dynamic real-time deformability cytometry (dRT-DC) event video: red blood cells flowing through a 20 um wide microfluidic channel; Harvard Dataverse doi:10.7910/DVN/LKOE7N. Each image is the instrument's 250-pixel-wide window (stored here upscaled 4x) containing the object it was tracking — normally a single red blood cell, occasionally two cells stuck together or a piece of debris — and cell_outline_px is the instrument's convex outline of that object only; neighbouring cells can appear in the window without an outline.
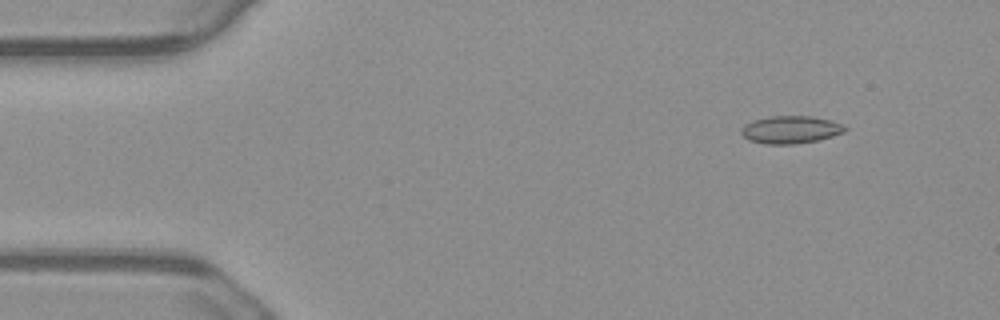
{"species": "common noctule bat (a hibernating species)", "species_latin": "Nyctalus noctula", "temperature_condition": "warm", "stored_images_in_passage": 50, "camera_frame_rate_fps": 3000, "um_per_image_px": 0.085, "animal": {"sex": "male", "body_mass_g": 23.1, "forearm_length_mm": 52.7}, "frame": {"image": 1, "passage_image": 1, "time_ms": 0.0, "image_size_px": [1000, 320], "cell_outline_px": [[848, 128], [844, 132], [832, 136], [816, 140], [796, 144], [764, 144], [748, 140], [740, 132], [740, 128], [744, 124], [752, 120], [768, 116], [812, 116], [832, 120], [844, 124]], "centroid_in_image_um": [67.19, 11.01], "position_along_channel_um": 17.8, "area_um2": 16.94}}
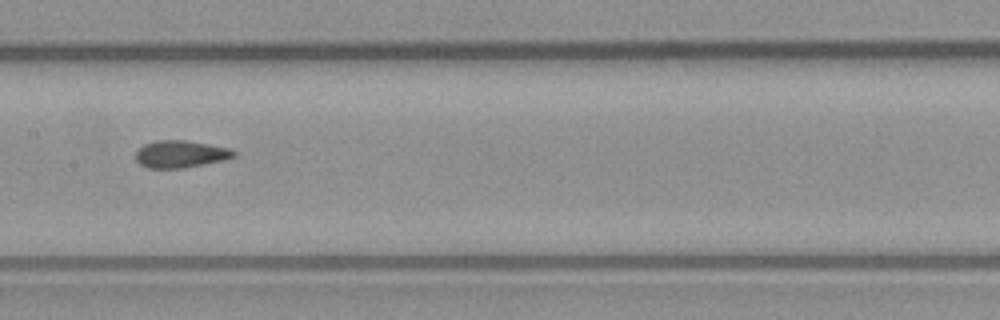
{"frame": {"image": 2, "passage_image": 22, "time_ms": 7.0, "image_size_px": [1000, 320], "cell_outline_px": [[236, 156], [224, 160], [184, 168], [148, 168], [140, 164], [136, 160], [136, 152], [144, 144], [156, 140], [184, 140], [232, 148], [236, 152]], "centroid_in_image_um": [15.37, 13.09], "position_along_channel_um": 192.0, "area_um2": 15.61}}
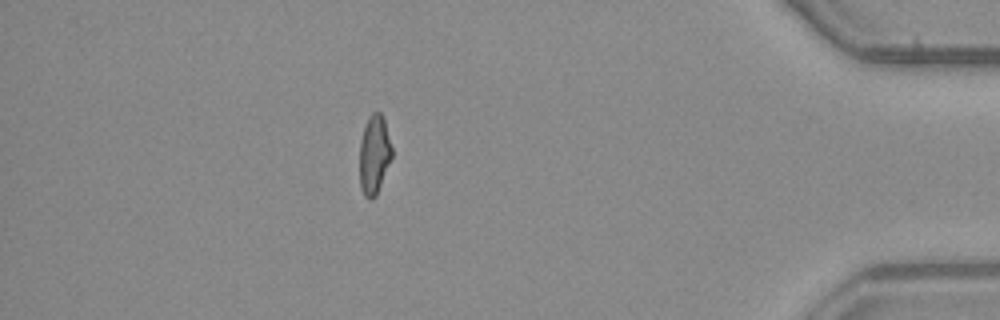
{"frame": {"image": 3, "passage_image": 43, "time_ms": 14.0, "image_size_px": [1000, 320], "cell_outline_px": [[392, 156], [376, 196], [372, 200], [368, 200], [364, 196], [360, 188], [360, 140], [368, 116], [372, 112], [380, 112], [384, 120], [392, 148]], "centroid_in_image_um": [31.79, 13.17], "position_along_channel_um": 403.4, "area_um2": 14.85}, "authors_computed_cell_mechanics": {"area_um2": 15.6349, "velocity_mm_per_s": 3.7559, "shape_relaxation_time_tau1_ms": null, "shape_relaxation_time_tau2_ms": 2.0443, "deformation_change_tau1": null, "deformation_change_tau2": 0.0778}}